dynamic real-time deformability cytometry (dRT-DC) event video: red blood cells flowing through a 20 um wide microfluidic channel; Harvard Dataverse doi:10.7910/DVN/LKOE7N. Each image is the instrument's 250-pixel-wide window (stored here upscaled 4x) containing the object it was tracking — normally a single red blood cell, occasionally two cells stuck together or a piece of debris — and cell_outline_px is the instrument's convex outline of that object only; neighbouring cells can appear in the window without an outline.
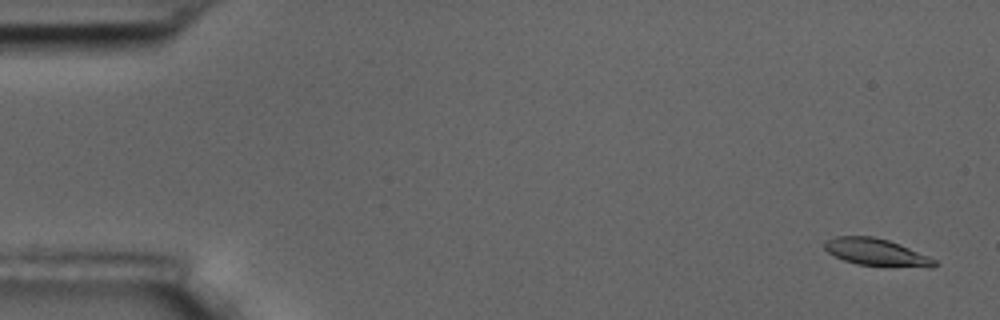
{"species": "common noctule bat (a hibernating species)", "species_latin": "Nyctalus noctula", "temperature_condition": "room temperature", "stored_images_in_passage": 57, "camera_frame_rate_fps": 3000, "um_per_image_px": 0.085, "animal": {"sex": "male", "body_mass_g": 17.5, "forearm_length_mm": 52.3}, "frame": {"image": 1, "passage_image": 3, "time_ms": 0.667, "image_size_px": [1000, 320], "cell_outline_px": [[940, 264], [932, 268], [928, 268], [856, 264], [844, 260], [828, 252], [824, 248], [824, 240], [836, 236], [872, 236], [888, 240], [928, 256], [936, 260]], "centroid_in_image_um": [74.5, 21.45], "position_along_channel_um": 10.5, "area_um2": 17.34}}
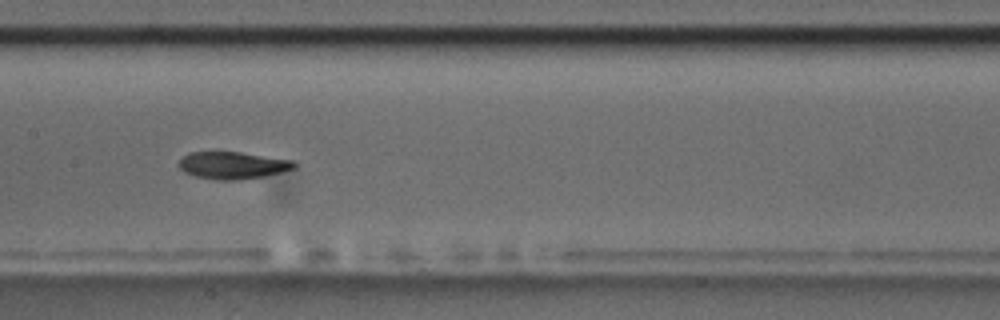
{"frame": {"image": 2, "passage_image": 29, "time_ms": 9.333, "image_size_px": [1000, 320], "cell_outline_px": [[296, 168], [264, 176], [240, 180], [216, 180], [196, 176], [184, 172], [176, 164], [188, 152], [240, 152], [292, 160], [296, 164]], "centroid_in_image_um": [19.75, 14.05], "position_along_channel_um": 187.6, "area_um2": 18.26}}
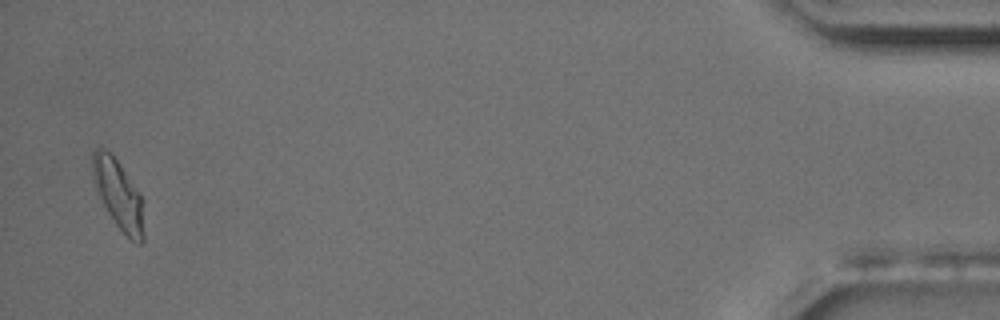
{"frame": {"image": 3, "passage_image": 56, "time_ms": 18.333, "image_size_px": [1000, 320], "cell_outline_px": [[144, 240], [140, 244], [136, 244], [116, 224], [108, 212], [96, 192], [92, 176], [92, 152], [100, 144], [120, 164], [140, 192], [144, 236]], "centroid_in_image_um": [10.03, 16.49], "position_along_channel_um": 425.2, "area_um2": 20.58}, "authors_computed_cell_mechanics": {"area_um2": 18.6116, "velocity_mm_per_s": 3.5869, "shape_relaxation_time_tau1_ms": 4.7961, "shape_relaxation_time_tau2_ms": 2.8969, "deformation_change_tau1": 0.1671, "deformation_change_tau2": 0.068}}